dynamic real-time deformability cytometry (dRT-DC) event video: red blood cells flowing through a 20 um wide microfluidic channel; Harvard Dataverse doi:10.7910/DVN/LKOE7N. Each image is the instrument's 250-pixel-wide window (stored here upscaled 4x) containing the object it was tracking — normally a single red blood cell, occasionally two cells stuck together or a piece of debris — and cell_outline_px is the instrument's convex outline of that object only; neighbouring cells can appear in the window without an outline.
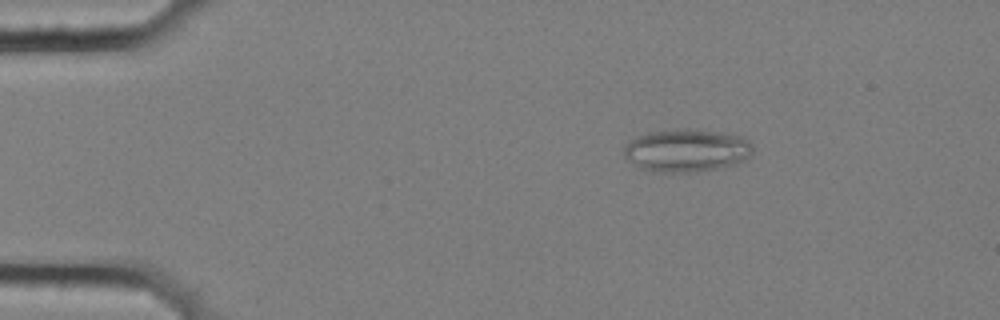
{"species": "common noctule bat (a hibernating species)", "species_latin": "Nyctalus noctula", "temperature_condition": "cold", "stored_images_in_passage": 5, "camera_frame_rate_fps": 3000, "um_per_image_px": 0.085, "animal": {"sex": "female", "body_mass_g": 25.1}, "frame": {"image": 1, "passage_image": 3, "time_ms": 0.667, "image_size_px": [1000, 320], "cell_outline_px": [[752, 156], [748, 160], [736, 164], [716, 168], [688, 172], [652, 172], [640, 168], [632, 164], [624, 156], [624, 148], [636, 136], [648, 132], [676, 128], [684, 128], [720, 132], [740, 136], [748, 140], [752, 148]], "centroid_in_image_um": [58.36, 12.78], "position_along_channel_um": 26.6, "area_um2": 32.37}}